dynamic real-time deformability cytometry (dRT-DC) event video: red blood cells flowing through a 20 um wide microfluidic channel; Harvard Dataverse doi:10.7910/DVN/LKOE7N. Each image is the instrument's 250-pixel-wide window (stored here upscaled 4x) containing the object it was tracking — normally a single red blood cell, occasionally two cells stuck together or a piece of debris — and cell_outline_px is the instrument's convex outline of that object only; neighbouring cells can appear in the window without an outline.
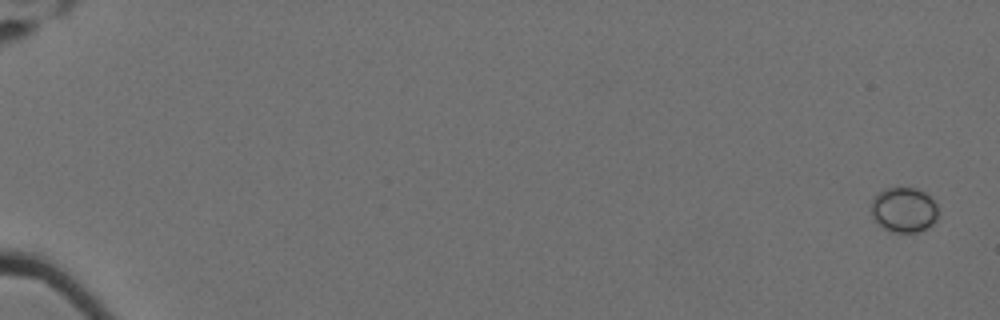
{"species": "Egyptian fruit bat (a non-hibernating species)", "species_latin": "Rousettus aegyptiacus", "temperature_condition": "cold", "stored_images_in_passage": 60, "camera_frame_rate_fps": 3000, "um_per_image_px": 0.085, "animal": {"sex": "female"}, "frame": {"image": 1, "passage_image": 1, "time_ms": 0.0, "image_size_px": [1000, 320], "cell_outline_px": [[936, 220], [928, 228], [916, 232], [892, 232], [884, 228], [872, 216], [872, 196], [884, 188], [916, 188], [924, 192], [936, 204]], "centroid_in_image_um": [76.81, 17.83], "position_along_channel_um": 8.2, "area_um2": 17.4}}
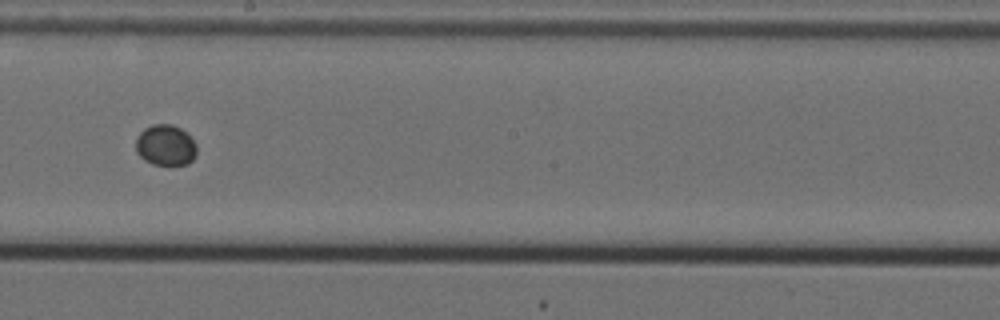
{"frame": {"image": 2, "passage_image": 37, "time_ms": 12.0, "image_size_px": [1000, 320], "cell_outline_px": [[196, 156], [188, 164], [168, 168], [152, 164], [144, 160], [136, 152], [136, 136], [144, 128], [152, 124], [172, 124], [180, 128], [196, 144]], "centroid_in_image_um": [14.05, 12.4], "position_along_channel_um": 234.1, "area_um2": 14.97}}
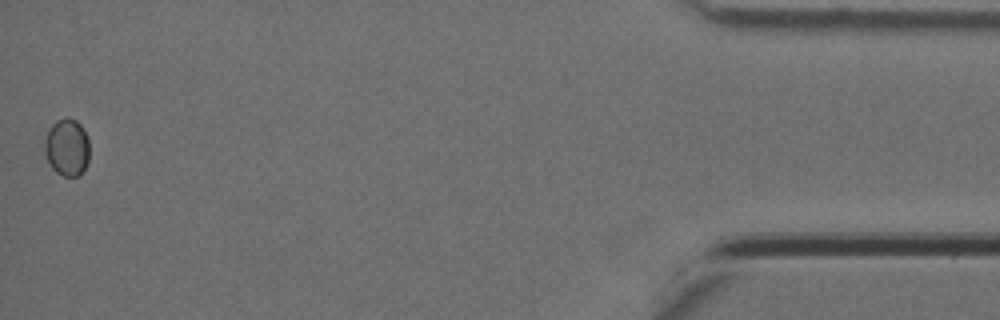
{"frame": {"image": 3, "passage_image": 60, "time_ms": 19.667, "image_size_px": [1000, 320], "cell_outline_px": [[88, 164], [80, 176], [64, 176], [56, 172], [52, 168], [44, 152], [44, 144], [48, 128], [56, 120], [64, 116], [68, 116], [76, 120], [84, 128], [88, 136]], "centroid_in_image_um": [5.7, 12.49], "position_along_channel_um": 429.5, "area_um2": 15.32}}